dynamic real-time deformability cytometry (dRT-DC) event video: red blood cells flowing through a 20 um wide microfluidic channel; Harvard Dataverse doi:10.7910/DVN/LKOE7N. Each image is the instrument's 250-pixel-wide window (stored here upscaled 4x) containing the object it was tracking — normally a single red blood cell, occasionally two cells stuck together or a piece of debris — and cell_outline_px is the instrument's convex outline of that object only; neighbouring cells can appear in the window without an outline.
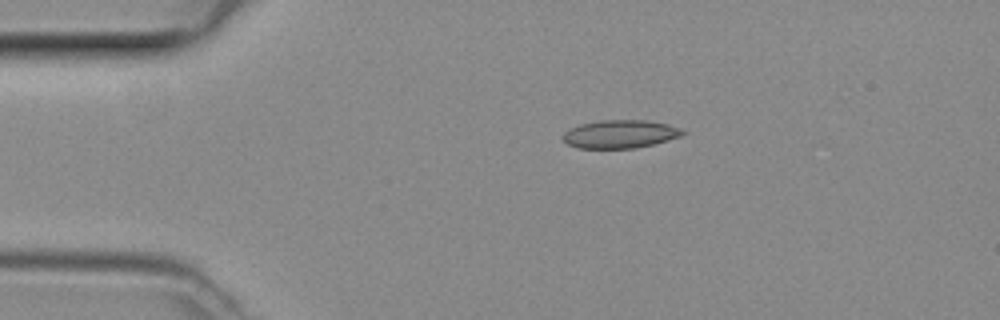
{"species": "common noctule bat (a hibernating species)", "species_latin": "Nyctalus noctula", "temperature_condition": "room temperature", "stored_images_in_passage": 39, "camera_frame_rate_fps": 3000, "um_per_image_px": 0.085, "animal": {"sex": "female", "body_mass_g": 29.2, "forearm_length_mm": 56.3}, "frame": {"image": 1, "passage_image": 1, "time_ms": 0.0, "image_size_px": [1000, 320], "cell_outline_px": [[688, 132], [680, 136], [656, 144], [636, 148], [576, 148], [568, 144], [560, 136], [564, 132], [580, 124], [600, 120], [644, 120], [668, 124], [680, 128]], "centroid_in_image_um": [52.72, 11.4], "position_along_channel_um": 32.3, "area_um2": 19.77}}
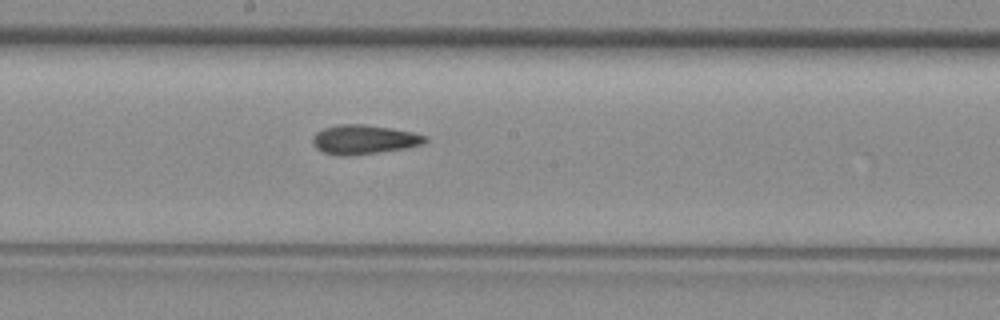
{"frame": {"image": 2, "passage_image": 17, "time_ms": 5.333, "image_size_px": [1000, 320], "cell_outline_px": [[428, 140], [424, 144], [404, 148], [348, 156], [340, 156], [324, 152], [316, 148], [312, 144], [312, 136], [316, 132], [324, 128], [336, 124], [360, 124], [388, 128], [412, 132], [428, 136]], "centroid_in_image_um": [30.9, 11.86], "position_along_channel_um": 217.3, "area_um2": 19.07}}
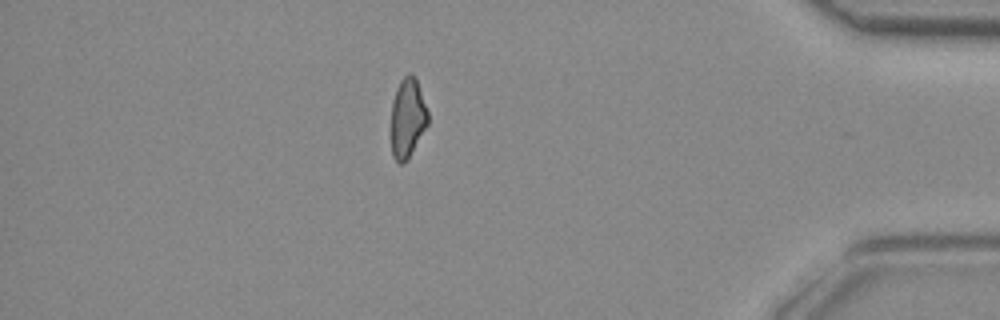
{"frame": {"image": 3, "passage_image": 33, "time_ms": 10.667, "image_size_px": [1000, 320], "cell_outline_px": [[428, 124], [408, 160], [404, 164], [400, 164], [392, 156], [392, 100], [396, 88], [400, 80], [408, 72], [412, 72], [416, 80], [428, 112]], "centroid_in_image_um": [34.64, 10.04], "position_along_channel_um": 400.6, "area_um2": 17.05}}